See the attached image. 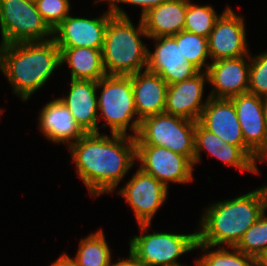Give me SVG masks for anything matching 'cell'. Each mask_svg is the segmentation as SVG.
I'll return each instance as SVG.
<instances>
[{
	"mask_svg": "<svg viewBox=\"0 0 267 266\" xmlns=\"http://www.w3.org/2000/svg\"><path fill=\"white\" fill-rule=\"evenodd\" d=\"M111 135L86 133L69 146L76 174L91 196L113 192L136 160L135 137Z\"/></svg>",
	"mask_w": 267,
	"mask_h": 266,
	"instance_id": "6da1fadb",
	"label": "cell"
},
{
	"mask_svg": "<svg viewBox=\"0 0 267 266\" xmlns=\"http://www.w3.org/2000/svg\"><path fill=\"white\" fill-rule=\"evenodd\" d=\"M266 210L264 186L234 199L212 204L199 222L201 229L197 232L195 250L206 251L223 244L235 247Z\"/></svg>",
	"mask_w": 267,
	"mask_h": 266,
	"instance_id": "7a4b0ae2",
	"label": "cell"
},
{
	"mask_svg": "<svg viewBox=\"0 0 267 266\" xmlns=\"http://www.w3.org/2000/svg\"><path fill=\"white\" fill-rule=\"evenodd\" d=\"M61 66L54 39L0 45V70L22 100L40 89Z\"/></svg>",
	"mask_w": 267,
	"mask_h": 266,
	"instance_id": "3957f363",
	"label": "cell"
},
{
	"mask_svg": "<svg viewBox=\"0 0 267 266\" xmlns=\"http://www.w3.org/2000/svg\"><path fill=\"white\" fill-rule=\"evenodd\" d=\"M139 36L148 37L141 18L137 28L129 17L109 19L102 48L107 75H132L147 67L148 48Z\"/></svg>",
	"mask_w": 267,
	"mask_h": 266,
	"instance_id": "277c9868",
	"label": "cell"
},
{
	"mask_svg": "<svg viewBox=\"0 0 267 266\" xmlns=\"http://www.w3.org/2000/svg\"><path fill=\"white\" fill-rule=\"evenodd\" d=\"M97 88H102L100 96L97 97L98 110H101L102 119L106 120L101 127L108 125L111 133L124 135H127V129L130 127L133 131L132 136L135 137L140 120L137 118L133 120L137 110L133 96L132 75H106L97 81Z\"/></svg>",
	"mask_w": 267,
	"mask_h": 266,
	"instance_id": "5b68a950",
	"label": "cell"
},
{
	"mask_svg": "<svg viewBox=\"0 0 267 266\" xmlns=\"http://www.w3.org/2000/svg\"><path fill=\"white\" fill-rule=\"evenodd\" d=\"M195 125L196 121L165 112L148 116L140 121L135 142L136 145L164 146L188 157L194 164Z\"/></svg>",
	"mask_w": 267,
	"mask_h": 266,
	"instance_id": "8992f818",
	"label": "cell"
},
{
	"mask_svg": "<svg viewBox=\"0 0 267 266\" xmlns=\"http://www.w3.org/2000/svg\"><path fill=\"white\" fill-rule=\"evenodd\" d=\"M150 225L139 224L141 235L132 237L129 251L146 266H184L176 260L195 249L197 232L144 234Z\"/></svg>",
	"mask_w": 267,
	"mask_h": 266,
	"instance_id": "52a82bcc",
	"label": "cell"
},
{
	"mask_svg": "<svg viewBox=\"0 0 267 266\" xmlns=\"http://www.w3.org/2000/svg\"><path fill=\"white\" fill-rule=\"evenodd\" d=\"M0 28L1 45L53 38L36 4L26 0H0Z\"/></svg>",
	"mask_w": 267,
	"mask_h": 266,
	"instance_id": "ba28073f",
	"label": "cell"
},
{
	"mask_svg": "<svg viewBox=\"0 0 267 266\" xmlns=\"http://www.w3.org/2000/svg\"><path fill=\"white\" fill-rule=\"evenodd\" d=\"M136 160L144 172L168 188L169 182L186 184L193 180V162L164 146L136 145Z\"/></svg>",
	"mask_w": 267,
	"mask_h": 266,
	"instance_id": "9c48e42d",
	"label": "cell"
},
{
	"mask_svg": "<svg viewBox=\"0 0 267 266\" xmlns=\"http://www.w3.org/2000/svg\"><path fill=\"white\" fill-rule=\"evenodd\" d=\"M134 210L139 224H151L154 214L167 198L168 188L141 168L118 191Z\"/></svg>",
	"mask_w": 267,
	"mask_h": 266,
	"instance_id": "30bf717a",
	"label": "cell"
},
{
	"mask_svg": "<svg viewBox=\"0 0 267 266\" xmlns=\"http://www.w3.org/2000/svg\"><path fill=\"white\" fill-rule=\"evenodd\" d=\"M198 122L225 143L239 146L255 163L261 160L246 144L231 99L210 97Z\"/></svg>",
	"mask_w": 267,
	"mask_h": 266,
	"instance_id": "8fae6325",
	"label": "cell"
},
{
	"mask_svg": "<svg viewBox=\"0 0 267 266\" xmlns=\"http://www.w3.org/2000/svg\"><path fill=\"white\" fill-rule=\"evenodd\" d=\"M109 10L100 18L71 17L70 14L53 30V39L59 48H103L106 27L113 16Z\"/></svg>",
	"mask_w": 267,
	"mask_h": 266,
	"instance_id": "7c38bea8",
	"label": "cell"
},
{
	"mask_svg": "<svg viewBox=\"0 0 267 266\" xmlns=\"http://www.w3.org/2000/svg\"><path fill=\"white\" fill-rule=\"evenodd\" d=\"M208 49L213 61L248 55L243 17L228 6L216 20L208 36Z\"/></svg>",
	"mask_w": 267,
	"mask_h": 266,
	"instance_id": "4fadbf2b",
	"label": "cell"
},
{
	"mask_svg": "<svg viewBox=\"0 0 267 266\" xmlns=\"http://www.w3.org/2000/svg\"><path fill=\"white\" fill-rule=\"evenodd\" d=\"M156 42L155 51L147 52V67L167 83L174 84L197 75L200 70L188 63L181 52V46L172 36L151 38Z\"/></svg>",
	"mask_w": 267,
	"mask_h": 266,
	"instance_id": "5bb4252c",
	"label": "cell"
},
{
	"mask_svg": "<svg viewBox=\"0 0 267 266\" xmlns=\"http://www.w3.org/2000/svg\"><path fill=\"white\" fill-rule=\"evenodd\" d=\"M235 106L245 144L261 159L267 160V127L262 97L251 93L230 98Z\"/></svg>",
	"mask_w": 267,
	"mask_h": 266,
	"instance_id": "9a60e30c",
	"label": "cell"
},
{
	"mask_svg": "<svg viewBox=\"0 0 267 266\" xmlns=\"http://www.w3.org/2000/svg\"><path fill=\"white\" fill-rule=\"evenodd\" d=\"M249 55L219 59L206 65L208 82L214 87L210 97L230 99L248 93L250 64L244 58Z\"/></svg>",
	"mask_w": 267,
	"mask_h": 266,
	"instance_id": "2e32d148",
	"label": "cell"
},
{
	"mask_svg": "<svg viewBox=\"0 0 267 266\" xmlns=\"http://www.w3.org/2000/svg\"><path fill=\"white\" fill-rule=\"evenodd\" d=\"M201 71L192 78L169 84L166 93L164 112L198 121L210 96L202 102L204 83L208 81L206 71ZM207 79V80H206Z\"/></svg>",
	"mask_w": 267,
	"mask_h": 266,
	"instance_id": "e0dca14e",
	"label": "cell"
},
{
	"mask_svg": "<svg viewBox=\"0 0 267 266\" xmlns=\"http://www.w3.org/2000/svg\"><path fill=\"white\" fill-rule=\"evenodd\" d=\"M97 89V81L71 79L69 95L58 98L85 133H99Z\"/></svg>",
	"mask_w": 267,
	"mask_h": 266,
	"instance_id": "ac0fdd59",
	"label": "cell"
},
{
	"mask_svg": "<svg viewBox=\"0 0 267 266\" xmlns=\"http://www.w3.org/2000/svg\"><path fill=\"white\" fill-rule=\"evenodd\" d=\"M194 165L200 160L202 150L208 151L224 164L258 174L256 163L239 147L225 143L220 137L205 129L198 121L195 125Z\"/></svg>",
	"mask_w": 267,
	"mask_h": 266,
	"instance_id": "d6986e66",
	"label": "cell"
},
{
	"mask_svg": "<svg viewBox=\"0 0 267 266\" xmlns=\"http://www.w3.org/2000/svg\"><path fill=\"white\" fill-rule=\"evenodd\" d=\"M132 87L137 119L164 113L168 83L145 68L132 74Z\"/></svg>",
	"mask_w": 267,
	"mask_h": 266,
	"instance_id": "ffe728a7",
	"label": "cell"
},
{
	"mask_svg": "<svg viewBox=\"0 0 267 266\" xmlns=\"http://www.w3.org/2000/svg\"><path fill=\"white\" fill-rule=\"evenodd\" d=\"M39 127L46 138L68 147L86 133L74 120L69 109L59 100L48 102L39 114Z\"/></svg>",
	"mask_w": 267,
	"mask_h": 266,
	"instance_id": "44dd1931",
	"label": "cell"
},
{
	"mask_svg": "<svg viewBox=\"0 0 267 266\" xmlns=\"http://www.w3.org/2000/svg\"><path fill=\"white\" fill-rule=\"evenodd\" d=\"M188 0H169L141 17L148 38L168 37L184 29Z\"/></svg>",
	"mask_w": 267,
	"mask_h": 266,
	"instance_id": "7402d4cb",
	"label": "cell"
},
{
	"mask_svg": "<svg viewBox=\"0 0 267 266\" xmlns=\"http://www.w3.org/2000/svg\"><path fill=\"white\" fill-rule=\"evenodd\" d=\"M61 65L70 67L71 79L98 81L105 77L102 50L87 47L59 48Z\"/></svg>",
	"mask_w": 267,
	"mask_h": 266,
	"instance_id": "603a6c76",
	"label": "cell"
},
{
	"mask_svg": "<svg viewBox=\"0 0 267 266\" xmlns=\"http://www.w3.org/2000/svg\"><path fill=\"white\" fill-rule=\"evenodd\" d=\"M74 261L78 266H112L110 248L102 230L80 240Z\"/></svg>",
	"mask_w": 267,
	"mask_h": 266,
	"instance_id": "cb8c5ba5",
	"label": "cell"
},
{
	"mask_svg": "<svg viewBox=\"0 0 267 266\" xmlns=\"http://www.w3.org/2000/svg\"><path fill=\"white\" fill-rule=\"evenodd\" d=\"M172 37L181 46V52L186 58V61L192 63L201 71L205 66L206 59L210 58L208 38L185 30Z\"/></svg>",
	"mask_w": 267,
	"mask_h": 266,
	"instance_id": "d4e9b609",
	"label": "cell"
},
{
	"mask_svg": "<svg viewBox=\"0 0 267 266\" xmlns=\"http://www.w3.org/2000/svg\"><path fill=\"white\" fill-rule=\"evenodd\" d=\"M219 17L212 6H198L188 0L183 30L208 38Z\"/></svg>",
	"mask_w": 267,
	"mask_h": 266,
	"instance_id": "484cf974",
	"label": "cell"
},
{
	"mask_svg": "<svg viewBox=\"0 0 267 266\" xmlns=\"http://www.w3.org/2000/svg\"><path fill=\"white\" fill-rule=\"evenodd\" d=\"M220 247L213 251H206L205 255L195 261L198 266H255V259L246 255L236 247ZM209 252V253H208Z\"/></svg>",
	"mask_w": 267,
	"mask_h": 266,
	"instance_id": "4316f807",
	"label": "cell"
},
{
	"mask_svg": "<svg viewBox=\"0 0 267 266\" xmlns=\"http://www.w3.org/2000/svg\"><path fill=\"white\" fill-rule=\"evenodd\" d=\"M235 247L254 259L267 249V216H265V212L248 228Z\"/></svg>",
	"mask_w": 267,
	"mask_h": 266,
	"instance_id": "83f0119b",
	"label": "cell"
},
{
	"mask_svg": "<svg viewBox=\"0 0 267 266\" xmlns=\"http://www.w3.org/2000/svg\"><path fill=\"white\" fill-rule=\"evenodd\" d=\"M249 87L248 93L264 97L267 95V51L255 56L249 57Z\"/></svg>",
	"mask_w": 267,
	"mask_h": 266,
	"instance_id": "f1b7e54d",
	"label": "cell"
},
{
	"mask_svg": "<svg viewBox=\"0 0 267 266\" xmlns=\"http://www.w3.org/2000/svg\"><path fill=\"white\" fill-rule=\"evenodd\" d=\"M35 4L52 31L69 15V0H39Z\"/></svg>",
	"mask_w": 267,
	"mask_h": 266,
	"instance_id": "f546056e",
	"label": "cell"
},
{
	"mask_svg": "<svg viewBox=\"0 0 267 266\" xmlns=\"http://www.w3.org/2000/svg\"><path fill=\"white\" fill-rule=\"evenodd\" d=\"M104 1H108V4L110 5V8L112 10V13L115 16H119V17H128L127 13H125V11H123L118 3H125V4H131V5H135V6H140L142 7L141 10V17L143 15H145L150 9L166 2L169 0H104ZM117 3V5H116Z\"/></svg>",
	"mask_w": 267,
	"mask_h": 266,
	"instance_id": "4dcf8cb0",
	"label": "cell"
},
{
	"mask_svg": "<svg viewBox=\"0 0 267 266\" xmlns=\"http://www.w3.org/2000/svg\"><path fill=\"white\" fill-rule=\"evenodd\" d=\"M112 266H146L142 261L138 260L130 251L129 257L123 258V260H119L116 263H112Z\"/></svg>",
	"mask_w": 267,
	"mask_h": 266,
	"instance_id": "1f68e13d",
	"label": "cell"
},
{
	"mask_svg": "<svg viewBox=\"0 0 267 266\" xmlns=\"http://www.w3.org/2000/svg\"><path fill=\"white\" fill-rule=\"evenodd\" d=\"M50 266H78V264L67 254H62Z\"/></svg>",
	"mask_w": 267,
	"mask_h": 266,
	"instance_id": "d6a6232c",
	"label": "cell"
},
{
	"mask_svg": "<svg viewBox=\"0 0 267 266\" xmlns=\"http://www.w3.org/2000/svg\"><path fill=\"white\" fill-rule=\"evenodd\" d=\"M255 266H267V249L255 258Z\"/></svg>",
	"mask_w": 267,
	"mask_h": 266,
	"instance_id": "836d02e7",
	"label": "cell"
},
{
	"mask_svg": "<svg viewBox=\"0 0 267 266\" xmlns=\"http://www.w3.org/2000/svg\"><path fill=\"white\" fill-rule=\"evenodd\" d=\"M262 106H263L265 124H266V127H267V95L262 97Z\"/></svg>",
	"mask_w": 267,
	"mask_h": 266,
	"instance_id": "e575fe53",
	"label": "cell"
},
{
	"mask_svg": "<svg viewBox=\"0 0 267 266\" xmlns=\"http://www.w3.org/2000/svg\"><path fill=\"white\" fill-rule=\"evenodd\" d=\"M26 1H28V2H32V3H36V2H38L39 0H26Z\"/></svg>",
	"mask_w": 267,
	"mask_h": 266,
	"instance_id": "d590c367",
	"label": "cell"
}]
</instances>
